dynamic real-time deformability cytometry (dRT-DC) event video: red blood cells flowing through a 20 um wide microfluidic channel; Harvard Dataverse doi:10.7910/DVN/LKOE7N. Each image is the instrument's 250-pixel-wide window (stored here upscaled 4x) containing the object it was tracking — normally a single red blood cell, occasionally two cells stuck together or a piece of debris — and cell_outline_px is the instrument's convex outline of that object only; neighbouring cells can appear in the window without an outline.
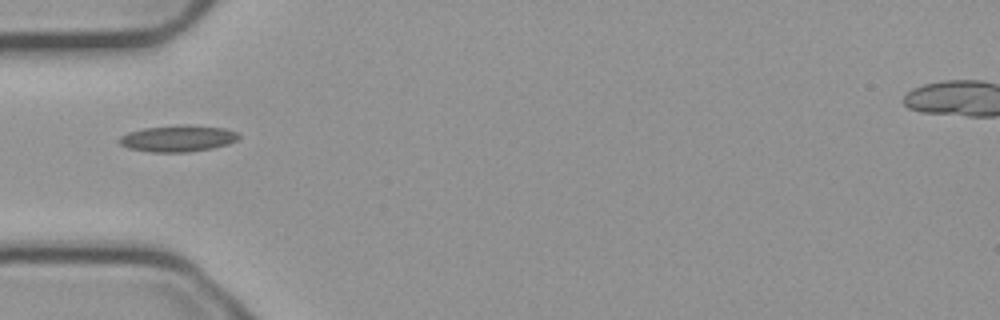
{"species": "common noctule bat (a hibernating species)", "species_latin": "Nyctalus noctula", "temperature_condition": "cold", "stored_images_in_passage": 33, "camera_frame_rate_fps": 3000, "um_per_image_px": 0.085, "animal": {"sex": "male", "body_mass_g": 23.1, "forearm_length_mm": 52.7}, "frame": {"image": 1, "passage_image": 1, "time_ms": 0.0, "image_size_px": [1000, 320], "cell_outline_px": [[240, 136], [236, 140], [228, 144], [212, 148], [188, 152], [152, 152], [128, 148], [120, 144], [116, 140], [120, 136], [128, 132], [144, 128], [180, 124], [184, 124], [224, 128], [236, 132]], "centroid_in_image_um": [15.08, 11.76], "position_along_channel_um": 69.9, "area_um2": 18.5}}
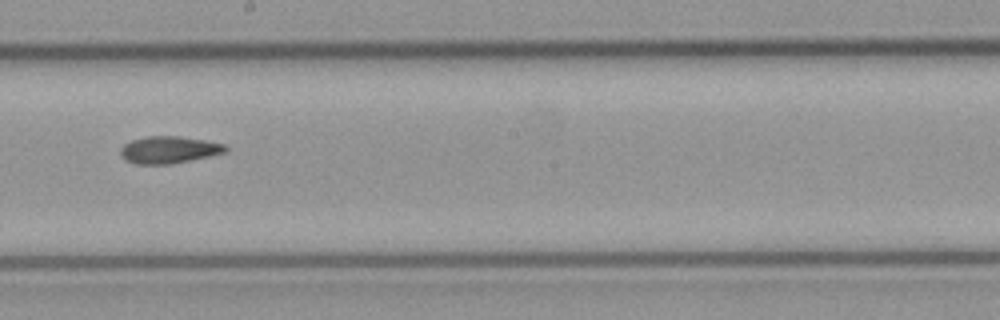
{"frame": {"image": 2, "passage_image": 14, "time_ms": 4.333, "image_size_px": [1000, 320], "cell_outline_px": [[228, 148], [224, 152], [208, 156], [172, 164], [136, 164], [128, 160], [120, 152], [120, 148], [124, 144], [132, 140], [148, 136], [180, 136], [204, 140], [224, 144]], "centroid_in_image_um": [14.36, 12.72], "position_along_channel_um": 233.8, "area_um2": 16.3}}
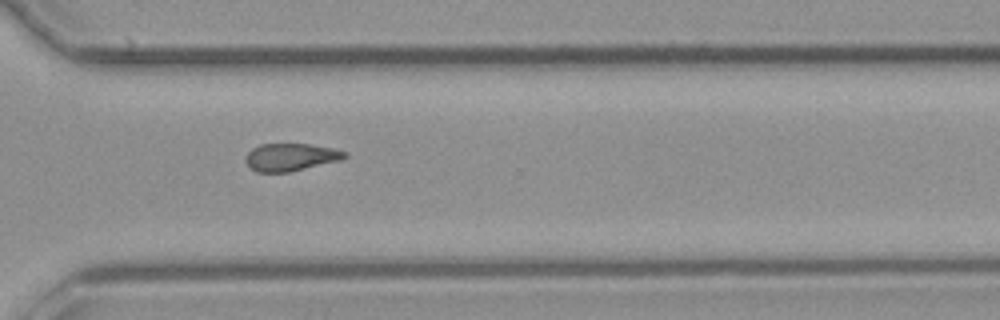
{"frame": {"image": 3, "passage_image": 23, "time_ms": 7.333, "image_size_px": [1000, 320], "cell_outline_px": [[348, 156], [340, 160], [288, 172], [256, 172], [244, 160], [244, 156], [252, 148], [260, 144], [308, 144], [332, 148], [348, 152]], "centroid_in_image_um": [24.69, 13.35], "position_along_channel_um": 345.9, "area_um2": 15.84}}